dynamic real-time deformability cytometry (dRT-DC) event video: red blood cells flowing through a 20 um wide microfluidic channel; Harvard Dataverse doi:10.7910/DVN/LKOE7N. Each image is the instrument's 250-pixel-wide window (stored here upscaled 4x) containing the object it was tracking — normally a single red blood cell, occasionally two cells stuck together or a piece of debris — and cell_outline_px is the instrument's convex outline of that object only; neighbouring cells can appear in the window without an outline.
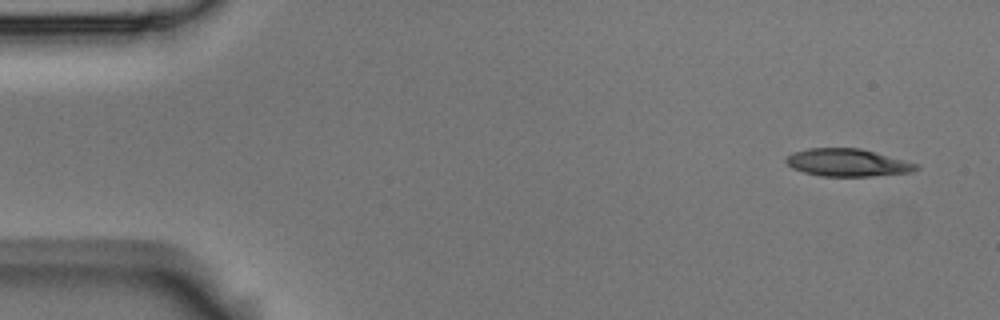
{"species": "Egyptian fruit bat (a non-hibernating species)", "species_latin": "Rousettus aegyptiacus", "temperature_condition": "room temperature", "stored_images_in_passage": 4, "camera_frame_rate_fps": 3000, "um_per_image_px": 0.085, "animal": {"sex": "male"}, "frame": {"image": 1, "passage_image": 1, "time_ms": 0.0, "image_size_px": [1000, 320], "cell_outline_px": [[920, 168], [912, 172], [872, 176], [820, 176], [804, 172], [792, 168], [784, 160], [792, 152], [808, 148], [860, 148], [920, 164]], "centroid_in_image_um": [72.05, 13.82], "position_along_channel_um": 12.9, "area_um2": 20.98}}
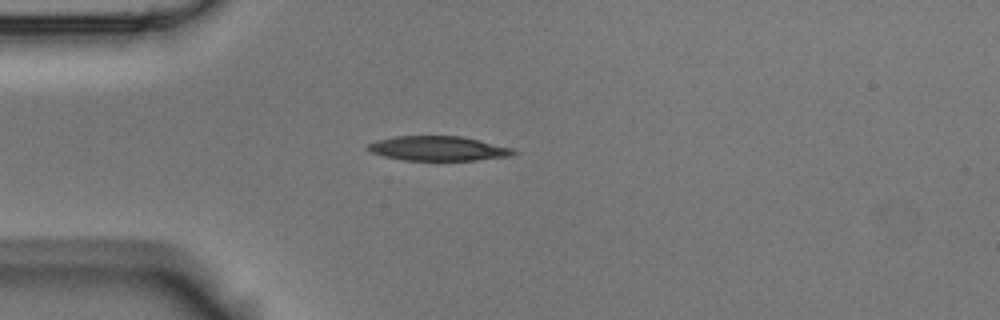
{"frame": {"image": 2, "passage_image": 4, "time_ms": 1.0, "image_size_px": [1000, 320], "cell_outline_px": [[516, 152], [512, 156], [476, 160], [404, 160], [384, 156], [372, 152], [364, 148], [368, 144], [376, 140], [396, 136], [460, 136], [512, 148]], "centroid_in_image_um": [37.21, 12.62], "position_along_channel_um": 47.8, "area_um2": 20.69}}